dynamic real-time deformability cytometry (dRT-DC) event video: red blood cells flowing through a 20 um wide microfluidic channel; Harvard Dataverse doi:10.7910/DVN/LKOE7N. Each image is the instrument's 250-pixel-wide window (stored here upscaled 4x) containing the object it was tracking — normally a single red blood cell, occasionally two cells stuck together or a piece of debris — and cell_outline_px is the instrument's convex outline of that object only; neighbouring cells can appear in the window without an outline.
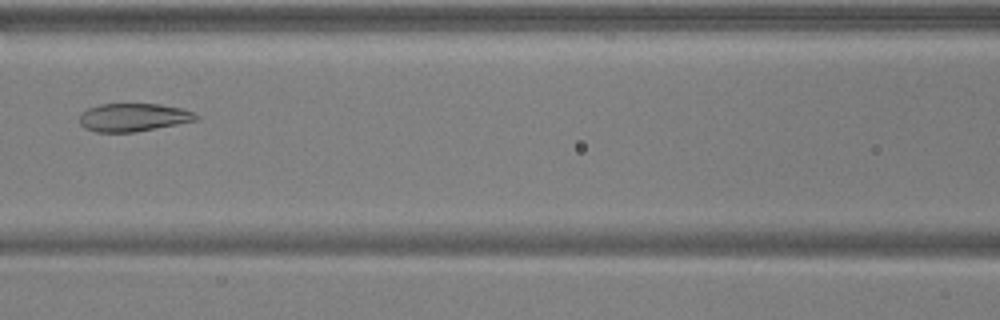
{"species": "common noctule bat (a hibernating species)", "species_latin": "Nyctalus noctula", "temperature_condition": "warm", "stored_images_in_passage": 7, "camera_frame_rate_fps": 3000, "um_per_image_px": 0.085, "animal": {"sex": "male", "body_mass_g": 17.9, "forearm_length_mm": 54.2}, "frame": {"image": 1, "passage_image": 7, "time_ms": 2.0, "image_size_px": [1000, 320], "cell_outline_px": [[200, 120], [136, 132], [96, 132], [84, 128], [80, 124], [80, 112], [88, 108], [100, 104], [160, 104], [180, 108], [196, 112], [200, 116]], "centroid_in_image_um": [11.37, 9.98], "position_along_channel_um": 155.2, "area_um2": 19.36}}